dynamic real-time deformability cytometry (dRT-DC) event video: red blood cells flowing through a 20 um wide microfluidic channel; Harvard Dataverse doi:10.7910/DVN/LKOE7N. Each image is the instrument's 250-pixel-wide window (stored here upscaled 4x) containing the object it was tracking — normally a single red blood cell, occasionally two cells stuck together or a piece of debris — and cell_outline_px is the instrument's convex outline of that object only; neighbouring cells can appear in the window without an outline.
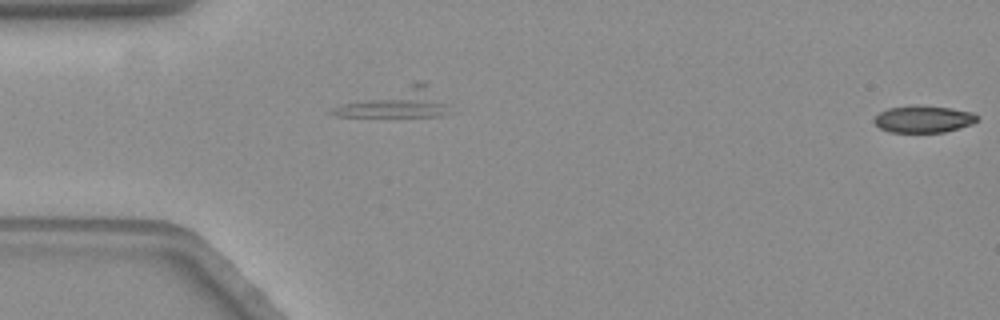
{"species": "common noctule bat (a hibernating species)", "species_latin": "Nyctalus noctula", "temperature_condition": "warm", "stored_images_in_passage": 18, "segment_of_instrument_passage": [2, 2], "camera_frame_rate_fps": 3000, "um_per_image_px": 0.085, "animal": {"sex": "female", "body_mass_g": 19.3, "forearm_length_mm": 54.1}, "frame": {"image": 1, "passage_image": 18, "time_ms": 5.667, "image_size_px": [1000, 320], "cell_outline_px": [[976, 120], [972, 124], [944, 132], [892, 132], [880, 128], [872, 120], [880, 112], [888, 108], [912, 104], [920, 104], [952, 108], [972, 112], [976, 116]], "centroid_in_image_um": [78.46, 10.1], "position_along_channel_um": 6.5, "area_um2": 16.3}}